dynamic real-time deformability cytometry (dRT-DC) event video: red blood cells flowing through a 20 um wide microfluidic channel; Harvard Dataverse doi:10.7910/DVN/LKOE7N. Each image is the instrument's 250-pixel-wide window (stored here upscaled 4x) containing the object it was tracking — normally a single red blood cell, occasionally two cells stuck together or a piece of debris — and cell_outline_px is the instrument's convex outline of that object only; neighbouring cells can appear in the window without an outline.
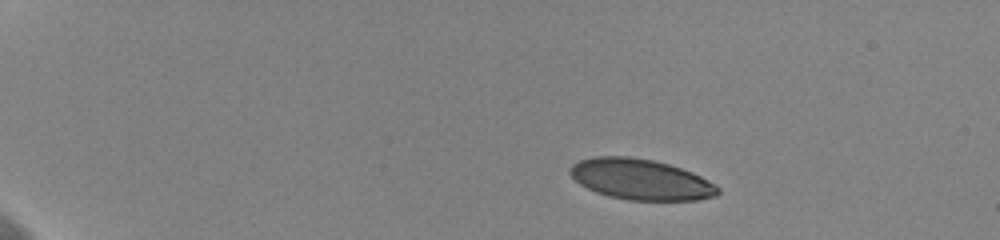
{"species": "human", "species_latin": "Homo sapiens", "temperature_condition": "cold", "stored_images_in_passage": 48, "camera_frame_rate_fps": 3000, "um_per_image_px": 0.085, "donor": {"sex": "female"}, "frame": {"image": 1, "passage_image": 1, "time_ms": 0.0, "image_size_px": [1000, 240], "cell_outline_px": [[720, 192], [716, 196], [696, 200], [628, 200], [608, 196], [596, 192], [580, 184], [568, 172], [568, 168], [572, 164], [580, 160], [596, 156], [628, 156], [652, 160], [668, 164], [692, 172], [708, 180], [720, 188]], "centroid_in_image_um": [54.45, 15.25], "position_along_channel_um": 30.6, "area_um2": 35.03}}
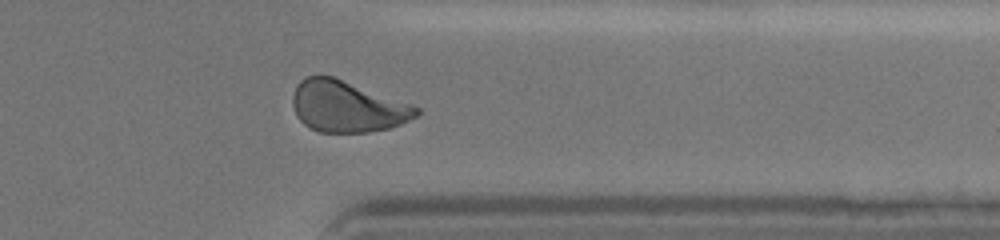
{"frame": {"image": 2, "passage_image": 39, "time_ms": 12.667, "image_size_px": [1000, 240], "cell_outline_px": [[420, 112], [416, 116], [400, 124], [388, 128], [368, 132], [320, 132], [304, 124], [296, 116], [292, 104], [292, 96], [296, 84], [300, 80], [308, 76], [332, 76], [412, 104], [420, 108]], "centroid_in_image_um": [29.49, 9.05], "position_along_channel_um": 381.9, "area_um2": 36.76}}
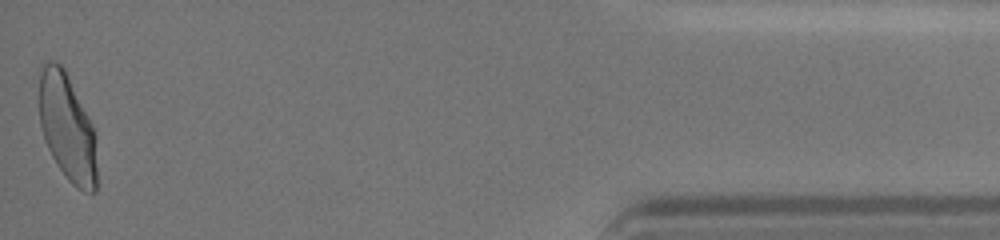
{"frame": {"image": 3, "passage_image": 48, "time_ms": 15.667, "image_size_px": [1000, 240], "cell_outline_px": [[96, 192], [84, 192], [76, 188], [68, 180], [56, 164], [44, 140], [40, 124], [40, 64], [48, 60], [52, 60], [60, 64], [64, 68], [96, 132]], "centroid_in_image_um": [5.72, 10.85], "position_along_channel_um": 429.5, "area_um2": 36.24}, "authors_computed_cell_mechanics": {"area_um2": 36.414, "velocity_mm_per_s": 3.6108, "shape_relaxation_time_tau1_ms": 4.4914, "shape_relaxation_time_tau2_ms": 1.1412, "deformation_change_tau1": 0.1469, "deformation_change_tau2": 0.0604}}